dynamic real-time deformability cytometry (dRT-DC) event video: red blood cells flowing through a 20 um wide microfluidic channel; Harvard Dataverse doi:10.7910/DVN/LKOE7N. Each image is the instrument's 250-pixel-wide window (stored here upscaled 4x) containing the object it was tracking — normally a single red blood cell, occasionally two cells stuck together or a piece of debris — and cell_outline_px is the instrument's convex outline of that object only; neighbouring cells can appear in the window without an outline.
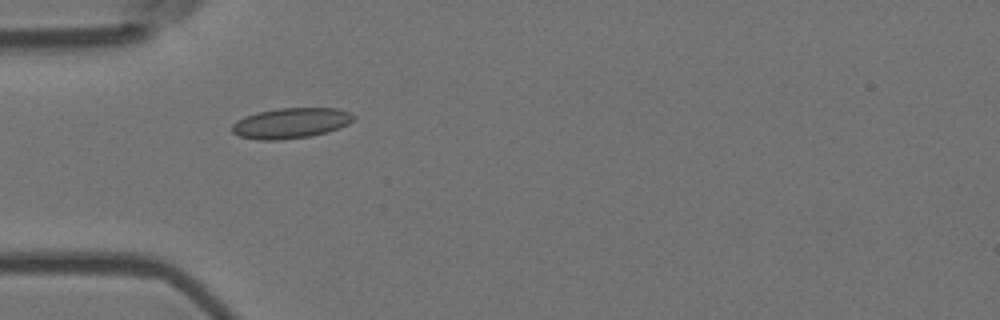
{"species": "Egyptian fruit bat (a non-hibernating species)", "species_latin": "Rousettus aegyptiacus", "temperature_condition": "room temperature", "stored_images_in_passage": 6, "camera_frame_rate_fps": 3000, "um_per_image_px": 0.085, "animal": {"sex": "female"}, "frame": {"image": 1, "passage_image": 5, "time_ms": 1.333, "image_size_px": [1000, 320], "cell_outline_px": [[356, 116], [348, 124], [328, 132], [312, 136], [280, 140], [256, 140], [240, 136], [232, 132], [232, 124], [236, 120], [244, 116], [256, 112], [280, 108], [336, 108], [348, 112]], "centroid_in_image_um": [24.69, 10.47], "position_along_channel_um": 60.3, "area_um2": 21.68}}
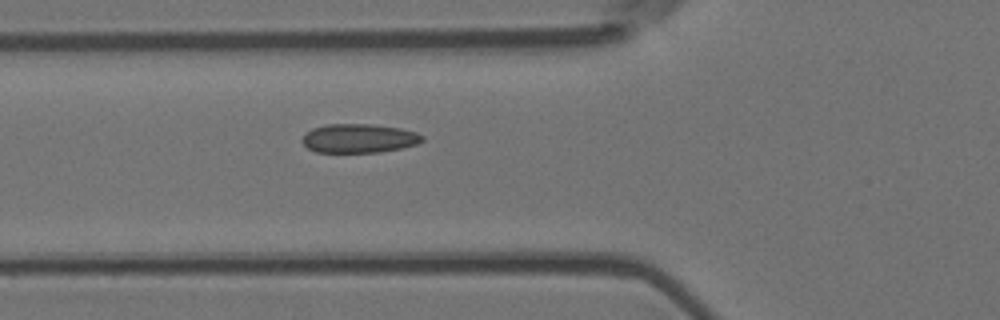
{"frame": {"image": 2, "passage_image": 6, "time_ms": 1.667, "image_size_px": [1000, 320], "cell_outline_px": [[424, 140], [416, 144], [400, 148], [380, 152], [316, 152], [308, 148], [300, 140], [312, 128], [328, 124], [372, 124], [400, 128], [416, 132], [424, 136]], "centroid_in_image_um": [30.52, 11.75], "position_along_channel_um": 95.3, "area_um2": 20.17}}